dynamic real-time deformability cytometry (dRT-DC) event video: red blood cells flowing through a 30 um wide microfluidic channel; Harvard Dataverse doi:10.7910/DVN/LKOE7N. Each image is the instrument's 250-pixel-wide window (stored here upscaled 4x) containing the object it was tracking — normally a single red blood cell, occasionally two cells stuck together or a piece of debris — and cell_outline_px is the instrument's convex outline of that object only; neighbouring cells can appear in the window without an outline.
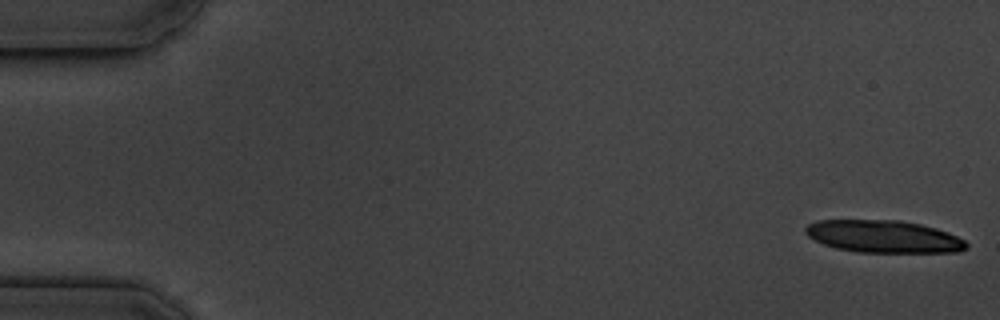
{"species": "common noctule bat (a hibernating species)", "species_latin": "Nyctalus noctula", "temperature_condition": "cold", "stored_images_in_passage": 51, "camera_frame_rate_fps": 3000, "um_per_image_px": 0.085, "animal": {"sex": "male", "body_mass_g": 19.5, "forearm_length_mm": 54.6}, "frame": {"image": 1, "passage_image": 1, "time_ms": 0.0, "image_size_px": [1000, 320], "cell_outline_px": [[968, 248], [956, 252], [856, 252], [836, 248], [824, 244], [808, 236], [804, 232], [804, 228], [808, 224], [816, 220], [900, 220], [920, 224], [936, 228], [948, 232], [964, 240], [968, 244]], "centroid_in_image_um": [75.09, 20.1], "position_along_channel_um": 9.9, "area_um2": 30.4}}
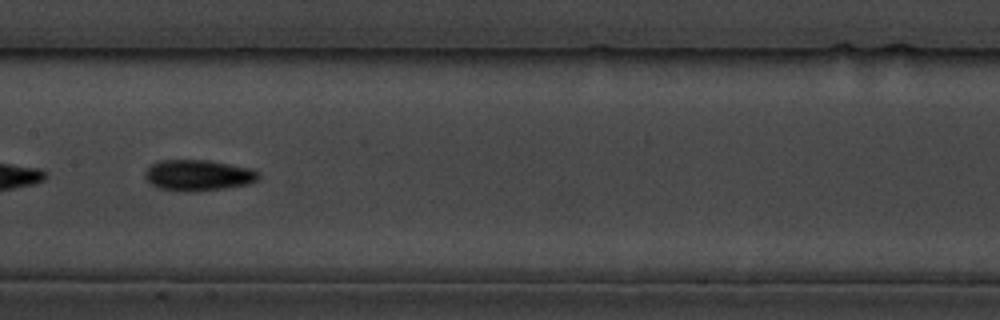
{"frame": {"image": 2, "passage_image": 28, "time_ms": 9.0, "image_size_px": [1000, 320], "cell_outline_px": [[260, 176], [256, 180], [248, 184], [224, 188], [196, 192], [188, 192], [160, 188], [152, 184], [144, 176], [144, 172], [152, 164], [160, 160], [208, 160], [248, 168], [256, 172]], "centroid_in_image_um": [16.81, 14.9], "position_along_channel_um": 190.6, "area_um2": 20.23}}